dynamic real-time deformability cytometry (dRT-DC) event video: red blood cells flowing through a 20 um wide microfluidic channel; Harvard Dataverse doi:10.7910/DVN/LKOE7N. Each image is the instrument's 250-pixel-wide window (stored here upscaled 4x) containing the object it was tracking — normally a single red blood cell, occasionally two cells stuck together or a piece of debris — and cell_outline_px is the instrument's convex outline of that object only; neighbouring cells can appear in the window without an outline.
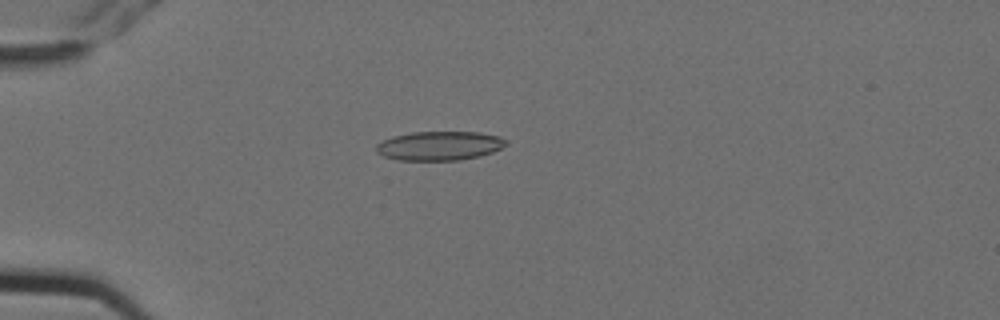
{"species": "Egyptian fruit bat (a non-hibernating species)", "species_latin": "Rousettus aegyptiacus", "temperature_condition": "cold", "stored_images_in_passage": 4, "camera_frame_rate_fps": 3000, "um_per_image_px": 0.085, "animal": {"sex": "female"}, "frame": {"image": 1, "passage_image": 4, "time_ms": 1.0, "image_size_px": [1000, 320], "cell_outline_px": [[508, 144], [492, 152], [480, 156], [460, 160], [396, 160], [384, 156], [376, 152], [376, 144], [392, 136], [412, 132], [480, 132], [500, 136]], "centroid_in_image_um": [37.34, 12.39], "position_along_channel_um": 47.7, "area_um2": 22.02}}